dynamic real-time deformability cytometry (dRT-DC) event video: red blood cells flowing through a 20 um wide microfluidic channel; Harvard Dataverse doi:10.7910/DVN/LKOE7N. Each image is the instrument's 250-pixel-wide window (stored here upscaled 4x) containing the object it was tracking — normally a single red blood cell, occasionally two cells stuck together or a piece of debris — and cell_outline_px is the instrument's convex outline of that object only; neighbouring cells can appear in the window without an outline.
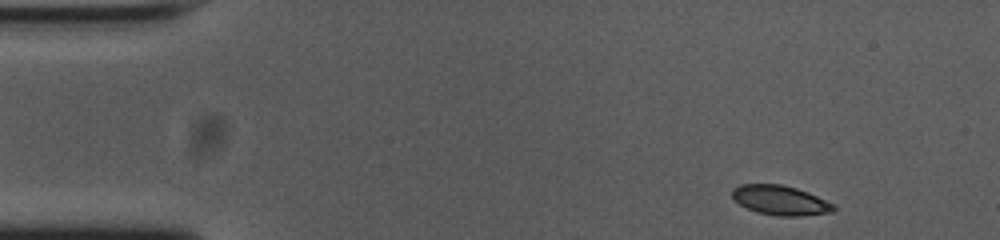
{"species": "common noctule bat (a hibernating species)", "species_latin": "Nyctalus noctula", "temperature_condition": "cold", "stored_images_in_passage": 49, "camera_frame_rate_fps": 3000, "um_per_image_px": 0.085, "animal": {"sex": "female", "body_mass_g": 23.0, "forearm_length_mm": 53.4}, "frame": {"image": 1, "passage_image": 1, "time_ms": 0.0, "image_size_px": [1000, 240], "cell_outline_px": [[836, 208], [832, 212], [800, 216], [780, 216], [756, 212], [740, 204], [732, 196], [732, 188], [740, 184], [780, 184], [796, 188], [808, 192], [836, 204]], "centroid_in_image_um": [66.36, 17.02], "position_along_channel_um": 18.6, "area_um2": 17.51}}
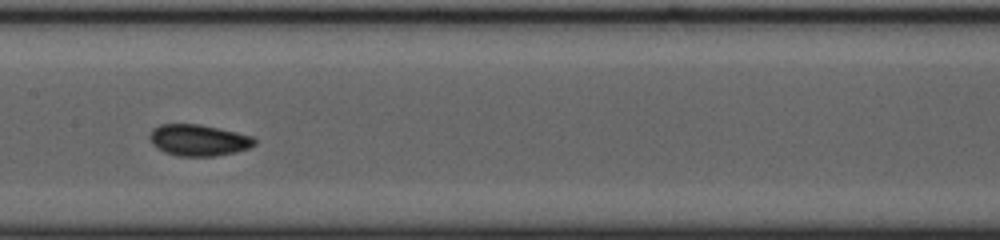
{"frame": {"image": 2, "passage_image": 22, "time_ms": 7.0, "image_size_px": [1000, 240], "cell_outline_px": [[256, 144], [248, 148], [236, 152], [212, 156], [176, 156], [164, 152], [156, 148], [152, 144], [148, 136], [152, 128], [160, 124], [200, 124], [236, 132], [252, 136], [256, 140]], "centroid_in_image_um": [16.83, 11.91], "position_along_channel_um": 190.6, "area_um2": 19.31}}
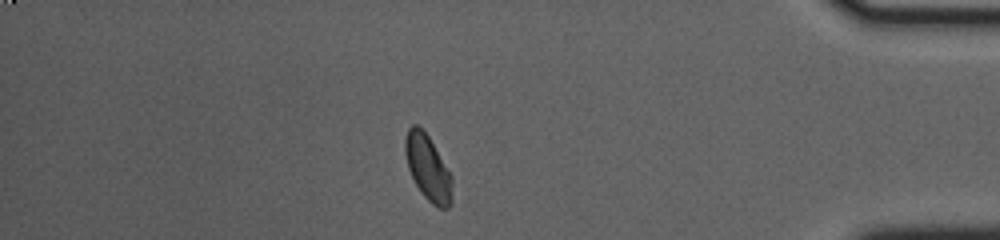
{"frame": {"image": 3, "passage_image": 42, "time_ms": 13.667, "image_size_px": [1000, 240], "cell_outline_px": [[452, 204], [448, 208], [440, 208], [432, 204], [420, 192], [408, 168], [404, 152], [404, 140], [408, 128], [412, 124], [416, 124], [428, 136], [452, 176]], "centroid_in_image_um": [36.36, 14.28], "position_along_channel_um": 398.8, "area_um2": 17.86}, "authors_computed_cell_mechanics": {"area_um2": 18.0914, "velocity_mm_per_s": 3.7242, "shape_relaxation_time_tau1_ms": 2.7329, "shape_relaxation_time_tau2_ms": 1.8987, "deformation_change_tau1": 0.0816, "deformation_change_tau2": 0.0449}}